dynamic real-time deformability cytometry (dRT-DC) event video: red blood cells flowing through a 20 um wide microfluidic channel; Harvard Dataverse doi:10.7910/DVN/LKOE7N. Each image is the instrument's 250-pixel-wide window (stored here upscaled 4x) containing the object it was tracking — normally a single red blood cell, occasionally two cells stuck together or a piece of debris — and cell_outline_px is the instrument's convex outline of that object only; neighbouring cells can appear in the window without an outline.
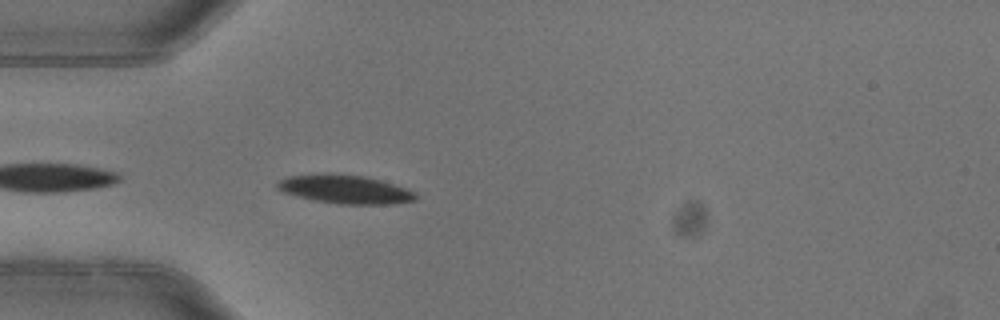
{"species": "common noctule bat (a hibernating species)", "species_latin": "Nyctalus noctula", "temperature_condition": "warm", "stored_images_in_passage": 5, "camera_frame_rate_fps": 3000, "um_per_image_px": 0.085, "animal": {"sex": "female"}, "frame": {"image": 1, "passage_image": 5, "time_ms": 1.333, "image_size_px": [1000, 320], "cell_outline_px": [[416, 200], [392, 204], [336, 204], [316, 200], [284, 192], [276, 188], [276, 184], [280, 180], [288, 176], [328, 172], [364, 176], [380, 180], [416, 192]], "centroid_in_image_um": [29.32, 16.08], "position_along_channel_um": 55.7, "area_um2": 23.0}}